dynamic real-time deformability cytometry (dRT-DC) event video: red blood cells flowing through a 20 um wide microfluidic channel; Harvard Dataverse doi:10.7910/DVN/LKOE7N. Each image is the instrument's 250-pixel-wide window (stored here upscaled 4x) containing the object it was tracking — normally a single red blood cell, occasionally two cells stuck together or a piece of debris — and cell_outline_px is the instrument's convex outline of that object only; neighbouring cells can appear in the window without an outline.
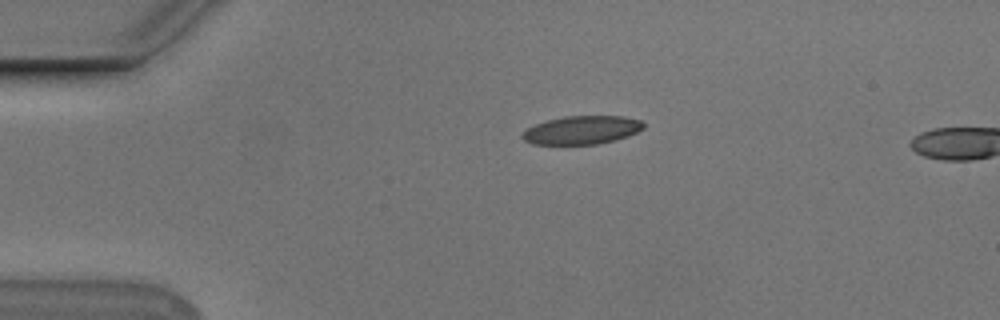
{"species": "Egyptian fruit bat (a non-hibernating species)", "species_latin": "Rousettus aegyptiacus", "temperature_condition": "cold", "stored_images_in_passage": 3, "camera_frame_rate_fps": 3000, "um_per_image_px": 0.085, "animal": {"sex": "male"}, "frame": {"image": 1, "passage_image": 1, "time_ms": 0.0, "image_size_px": [1000, 320], "cell_outline_px": [[644, 128], [628, 136], [616, 140], [596, 144], [532, 144], [524, 140], [520, 136], [528, 128], [536, 124], [548, 120], [564, 116], [624, 116], [640, 120], [644, 124]], "centroid_in_image_um": [49.47, 11.05], "position_along_channel_um": 35.5, "area_um2": 19.94}}